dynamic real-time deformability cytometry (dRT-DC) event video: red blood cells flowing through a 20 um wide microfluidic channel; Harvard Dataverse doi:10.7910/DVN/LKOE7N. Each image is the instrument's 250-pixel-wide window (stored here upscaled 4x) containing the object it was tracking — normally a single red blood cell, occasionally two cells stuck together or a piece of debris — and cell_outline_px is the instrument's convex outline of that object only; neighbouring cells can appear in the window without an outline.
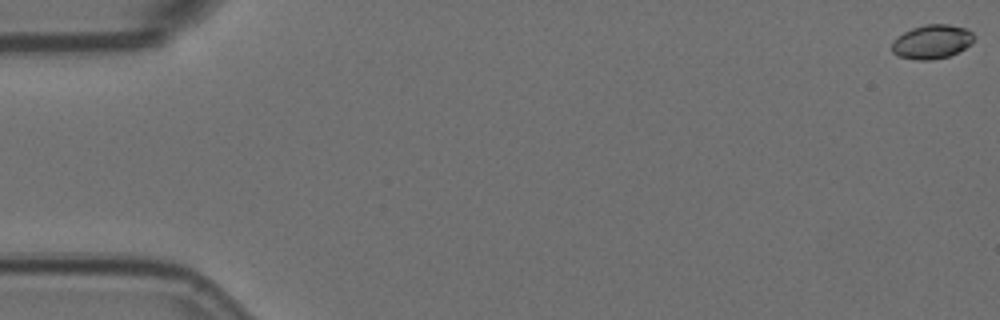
{"species": "Egyptian fruit bat (a non-hibernating species)", "species_latin": "Rousettus aegyptiacus", "temperature_condition": "room temperature", "stored_images_in_passage": 58, "camera_frame_rate_fps": 3000, "um_per_image_px": 0.085, "animal": {"sex": "female"}, "frame": {"image": 1, "passage_image": 1, "time_ms": 0.0, "image_size_px": [1000, 320], "cell_outline_px": [[972, 44], [948, 56], [932, 60], [916, 60], [900, 56], [892, 52], [892, 40], [904, 32], [912, 28], [924, 24], [948, 24], [964, 28], [972, 32]], "centroid_in_image_um": [79.18, 3.54], "position_along_channel_um": 5.8, "area_um2": 16.13}}
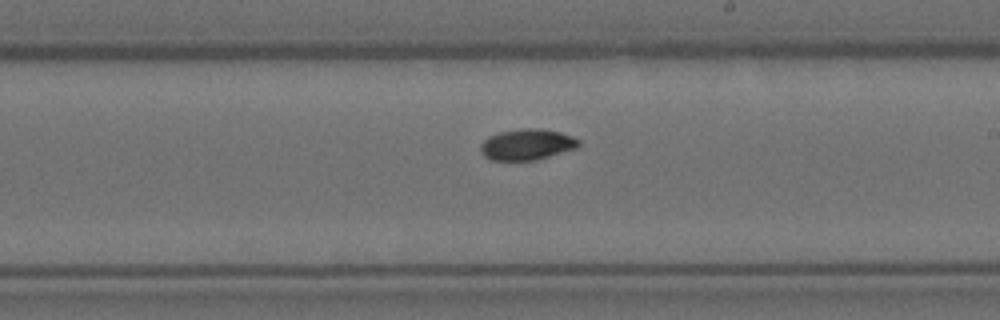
{"frame": {"image": 2, "passage_image": 34, "time_ms": 11.0, "image_size_px": [1000, 320], "cell_outline_px": [[580, 144], [576, 148], [536, 160], [492, 160], [484, 156], [480, 152], [480, 144], [488, 136], [500, 132], [520, 128], [544, 128], [560, 132], [572, 136], [580, 140]], "centroid_in_image_um": [44.78, 12.27], "position_along_channel_um": 244.2, "area_um2": 17.86}}
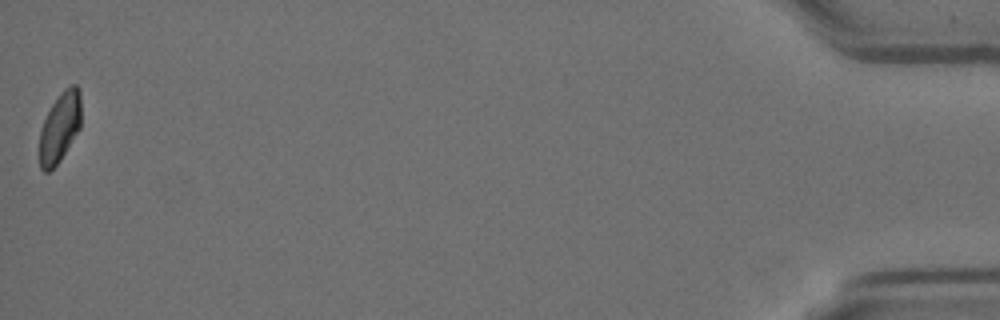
{"frame": {"image": 3, "passage_image": 58, "time_ms": 19.0, "image_size_px": [1000, 320], "cell_outline_px": [[80, 128], [60, 160], [48, 172], [44, 172], [40, 168], [40, 128], [52, 104], [60, 92], [64, 88], [72, 84], [76, 84], [80, 92]], "centroid_in_image_um": [5.08, 10.8], "position_along_channel_um": 430.1, "area_um2": 16.82}, "authors_computed_cell_mechanics": {"area_um2": 17.2244, "velocity_mm_per_s": 3.5596, "shape_relaxation_time_tau1_ms": 5.9413, "shape_relaxation_time_tau2_ms": 10.6942, "deformation_change_tau1": 0.1345, "deformation_change_tau2": 0.0922}}